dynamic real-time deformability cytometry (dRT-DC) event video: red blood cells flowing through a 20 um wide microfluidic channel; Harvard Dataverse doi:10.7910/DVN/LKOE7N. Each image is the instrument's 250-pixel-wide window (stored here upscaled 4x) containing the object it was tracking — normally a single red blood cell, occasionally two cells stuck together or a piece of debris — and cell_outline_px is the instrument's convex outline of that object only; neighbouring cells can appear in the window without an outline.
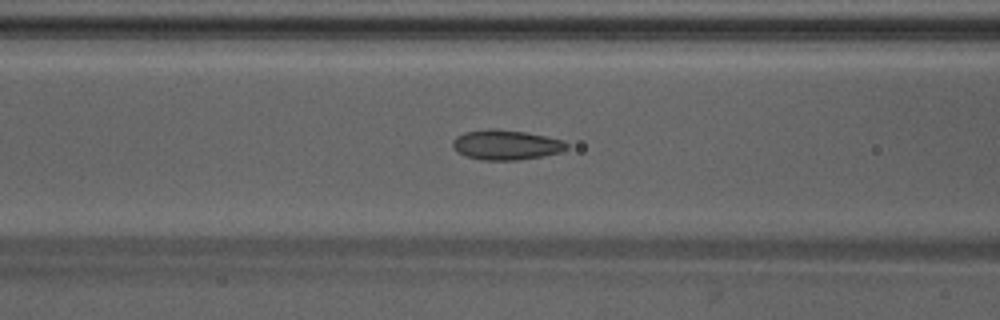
{"species": "Egyptian fruit bat (a non-hibernating species)", "species_latin": "Rousettus aegyptiacus", "temperature_condition": "warm", "stored_images_in_passage": 36, "camera_frame_rate_fps": 3000, "um_per_image_px": 0.085, "animal": {"sex": "male"}, "frame": {"image": 1, "passage_image": 8, "time_ms": 2.333, "image_size_px": [1000, 320], "cell_outline_px": [[568, 148], [560, 152], [544, 156], [516, 160], [480, 160], [464, 156], [456, 152], [452, 148], [452, 140], [456, 136], [464, 132], [488, 128], [492, 128], [524, 132], [564, 140], [568, 144]], "centroid_in_image_um": [42.96, 12.32], "position_along_channel_um": 123.6, "area_um2": 20.11}}
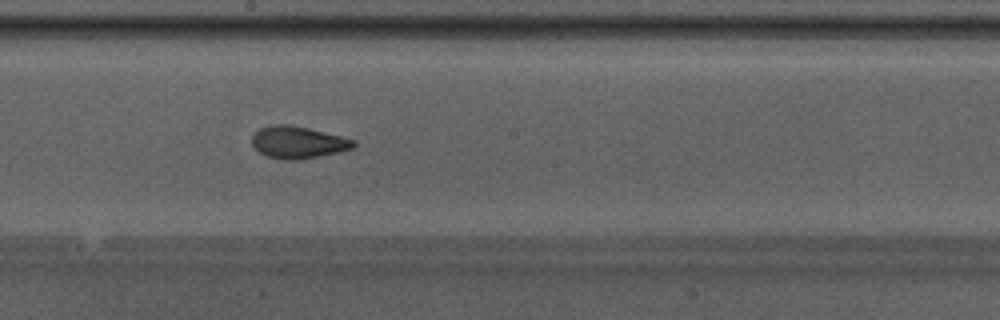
{"frame": {"image": 2, "passage_image": 15, "time_ms": 4.667, "image_size_px": [1000, 320], "cell_outline_px": [[356, 144], [352, 148], [340, 152], [296, 160], [284, 160], [268, 156], [260, 152], [252, 144], [252, 136], [260, 128], [272, 124], [288, 124], [308, 128], [356, 140]], "centroid_in_image_um": [25.33, 12.09], "position_along_channel_um": 222.9, "area_um2": 18.84}}
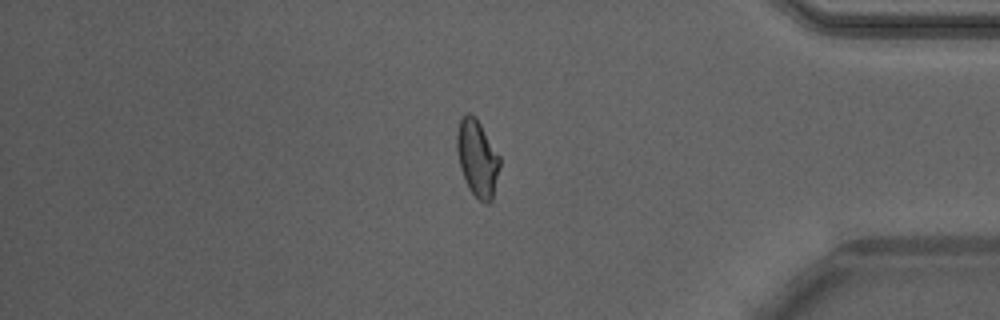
{"frame": {"image": 3, "passage_image": 29, "time_ms": 9.333, "image_size_px": [1000, 320], "cell_outline_px": [[500, 164], [492, 200], [488, 204], [484, 204], [468, 188], [464, 180], [460, 168], [456, 148], [456, 136], [460, 120], [468, 112], [480, 124], [500, 156]], "centroid_in_image_um": [40.56, 13.49], "position_along_channel_um": 394.6, "area_um2": 18.96}, "authors_computed_cell_mechanics": {"area_um2": 18.9584, "velocity_mm_per_s": 4.26, "shape_relaxation_time_tau1_ms": null, "shape_relaxation_time_tau2_ms": 1.1072, "deformation_change_tau1": null, "deformation_change_tau2": 0.0674}}